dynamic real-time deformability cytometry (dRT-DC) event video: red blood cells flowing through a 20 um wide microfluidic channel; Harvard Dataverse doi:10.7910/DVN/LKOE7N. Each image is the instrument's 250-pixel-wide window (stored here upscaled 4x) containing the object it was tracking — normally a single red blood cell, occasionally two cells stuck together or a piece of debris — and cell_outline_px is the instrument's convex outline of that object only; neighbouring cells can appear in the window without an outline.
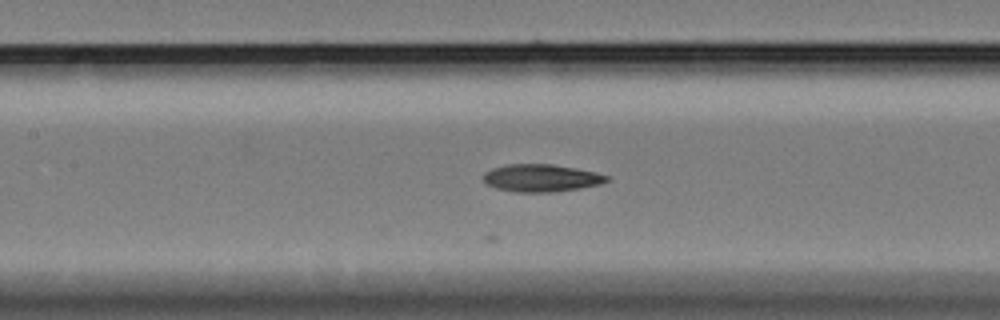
{"species": "Egyptian fruit bat (a non-hibernating species)", "species_latin": "Rousettus aegyptiacus", "temperature_condition": "cold", "stored_images_in_passage": 26, "camera_frame_rate_fps": 3000, "um_per_image_px": 0.085, "animal": {"sex": "female"}, "frame": {"image": 1, "passage_image": 16, "time_ms": 5.0, "image_size_px": [1000, 320], "cell_outline_px": [[612, 180], [600, 184], [580, 188], [552, 192], [516, 192], [496, 188], [488, 184], [484, 180], [484, 172], [492, 168], [508, 164], [552, 164], [576, 168], [596, 172], [608, 176]], "centroid_in_image_um": [46.03, 15.12], "position_along_channel_um": 161.4, "area_um2": 19.77}}
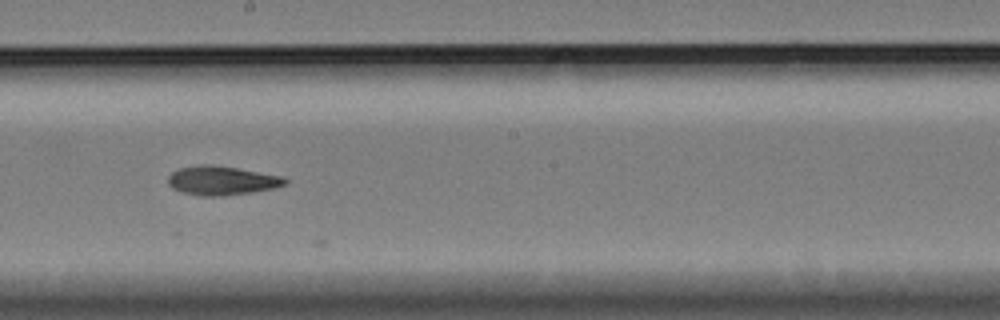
{"frame": {"image": 2, "passage_image": 22, "time_ms": 7.0, "image_size_px": [1000, 320], "cell_outline_px": [[288, 184], [276, 188], [252, 192], [224, 196], [200, 196], [184, 192], [172, 188], [168, 184], [168, 176], [172, 172], [180, 168], [200, 164], [212, 164], [236, 168], [280, 176], [288, 180]], "centroid_in_image_um": [18.85, 15.35], "position_along_channel_um": 229.4, "area_um2": 19.77}}
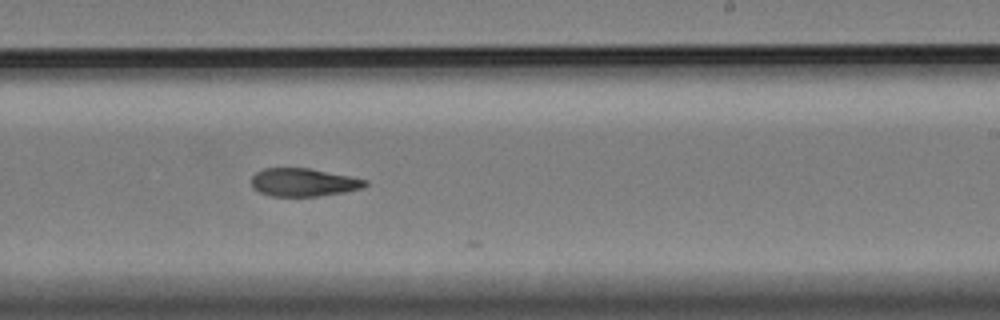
{"frame": {"image": 3, "passage_image": 25, "time_ms": 8.0, "image_size_px": [1000, 320], "cell_outline_px": [[368, 184], [364, 188], [344, 192], [320, 196], [272, 196], [260, 192], [252, 188], [252, 176], [256, 172], [264, 168], [308, 168], [368, 180]], "centroid_in_image_um": [25.8, 15.5], "position_along_channel_um": 263.2, "area_um2": 18.55}}